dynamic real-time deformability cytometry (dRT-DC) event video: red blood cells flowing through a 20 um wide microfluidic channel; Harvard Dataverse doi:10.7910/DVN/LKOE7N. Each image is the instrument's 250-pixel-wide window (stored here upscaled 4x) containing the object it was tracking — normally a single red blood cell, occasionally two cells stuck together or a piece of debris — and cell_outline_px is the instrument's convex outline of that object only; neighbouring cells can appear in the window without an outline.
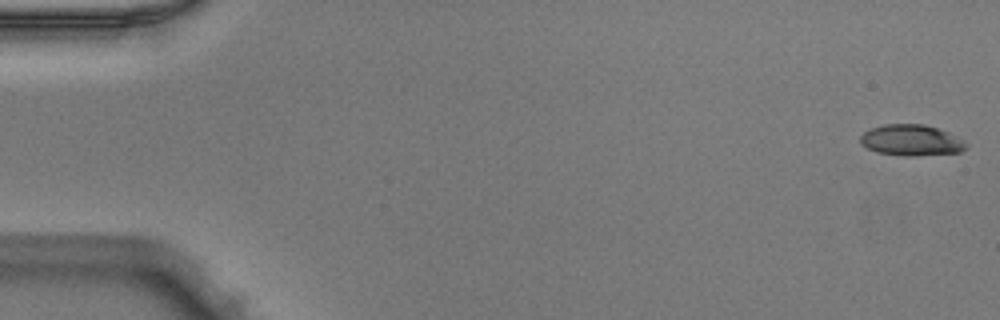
{"species": "Egyptian fruit bat (a non-hibernating species)", "species_latin": "Rousettus aegyptiacus", "temperature_condition": "warm", "stored_images_in_passage": 12, "camera_frame_rate_fps": 3000, "um_per_image_px": 0.085, "animal": {"sex": "male"}, "frame": {"image": 1, "passage_image": 1, "time_ms": 0.0, "image_size_px": [1000, 320], "cell_outline_px": [[968, 144], [960, 152], [912, 156], [904, 156], [876, 152], [860, 144], [860, 136], [864, 132], [872, 128], [884, 124], [924, 124], [948, 132]], "centroid_in_image_um": [77.42, 11.92], "position_along_channel_um": 7.6, "area_um2": 18.96}}